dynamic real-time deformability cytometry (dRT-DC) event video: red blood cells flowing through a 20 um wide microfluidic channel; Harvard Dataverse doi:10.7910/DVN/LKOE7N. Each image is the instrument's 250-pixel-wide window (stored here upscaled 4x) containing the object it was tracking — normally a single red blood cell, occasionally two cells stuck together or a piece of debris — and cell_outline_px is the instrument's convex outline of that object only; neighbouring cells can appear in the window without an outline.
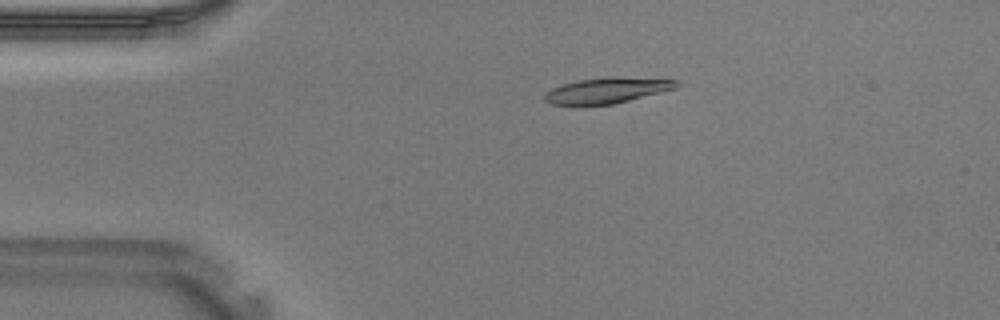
{"species": "Egyptian fruit bat (a non-hibernating species)", "species_latin": "Rousettus aegyptiacus", "temperature_condition": "warm", "stored_images_in_passage": 40, "camera_frame_rate_fps": 3000, "um_per_image_px": 0.085, "animal": {"sex": "male"}, "frame": {"image": 1, "passage_image": 8, "time_ms": 2.333, "image_size_px": [1000, 320], "cell_outline_px": [[680, 84], [676, 88], [612, 104], [552, 104], [544, 100], [544, 92], [552, 88], [576, 80], [608, 76], [616, 76], [676, 80]], "centroid_in_image_um": [51.58, 7.66], "position_along_channel_um": 33.4, "area_um2": 19.48}}
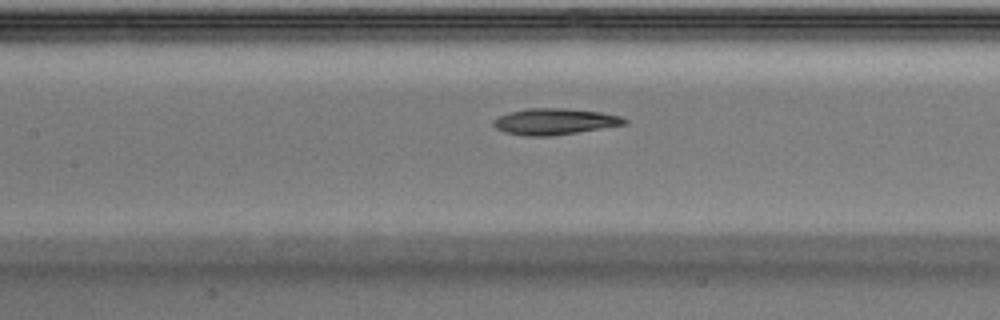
{"frame": {"image": 2, "passage_image": 18, "time_ms": 5.667, "image_size_px": [1000, 320], "cell_outline_px": [[628, 124], [576, 132], [548, 136], [524, 136], [504, 132], [496, 128], [492, 124], [492, 120], [508, 112], [528, 108], [564, 108], [600, 112], [620, 116], [628, 120]], "centroid_in_image_um": [47.12, 10.33], "position_along_channel_um": 160.3, "area_um2": 20.0}}
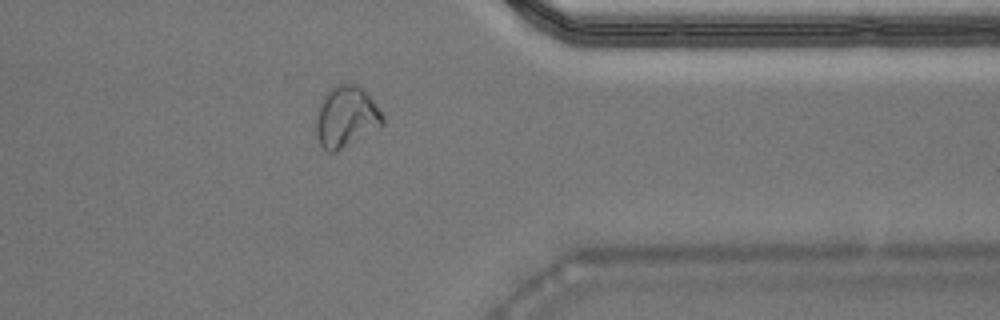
{"frame": {"image": 3, "passage_image": 32, "time_ms": 10.333, "image_size_px": [1000, 320], "cell_outline_px": [[384, 124], [336, 152], [328, 152], [320, 144], [316, 136], [316, 116], [320, 100], [336, 84], [356, 84], [364, 88], [384, 116]], "centroid_in_image_um": [29.41, 9.92], "position_along_channel_um": 382.0, "area_um2": 23.64}}